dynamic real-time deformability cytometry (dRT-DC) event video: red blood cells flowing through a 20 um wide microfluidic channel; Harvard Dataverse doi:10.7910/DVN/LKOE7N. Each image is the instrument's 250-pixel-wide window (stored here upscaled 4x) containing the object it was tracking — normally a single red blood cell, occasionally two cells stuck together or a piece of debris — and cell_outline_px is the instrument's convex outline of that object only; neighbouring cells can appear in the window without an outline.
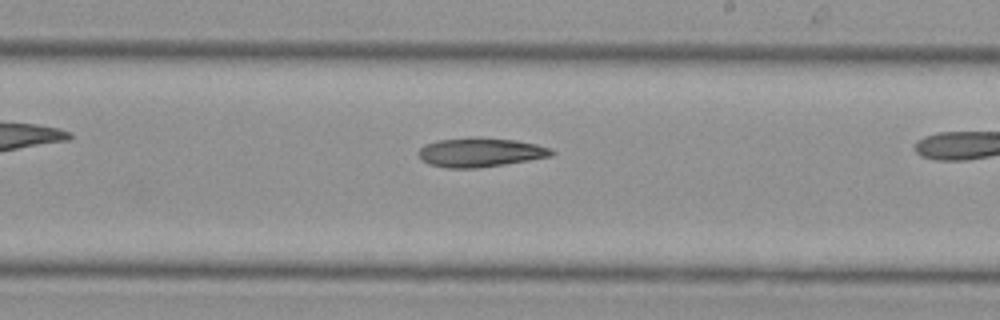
{"species": "Egyptian fruit bat (a non-hibernating species)", "species_latin": "Rousettus aegyptiacus", "temperature_condition": "cold", "stored_images_in_passage": 28, "camera_frame_rate_fps": 3000, "um_per_image_px": 0.085, "animal": {"sex": "female"}, "frame": {"image": 1, "passage_image": 17, "time_ms": 5.333, "image_size_px": [1000, 320], "cell_outline_px": [[556, 152], [552, 156], [504, 164], [476, 168], [444, 168], [428, 164], [420, 160], [416, 152], [424, 144], [436, 140], [472, 136], [480, 136], [516, 140], [536, 144], [548, 148]], "centroid_in_image_um": [40.74, 12.93], "position_along_channel_um": 248.3, "area_um2": 23.06}}